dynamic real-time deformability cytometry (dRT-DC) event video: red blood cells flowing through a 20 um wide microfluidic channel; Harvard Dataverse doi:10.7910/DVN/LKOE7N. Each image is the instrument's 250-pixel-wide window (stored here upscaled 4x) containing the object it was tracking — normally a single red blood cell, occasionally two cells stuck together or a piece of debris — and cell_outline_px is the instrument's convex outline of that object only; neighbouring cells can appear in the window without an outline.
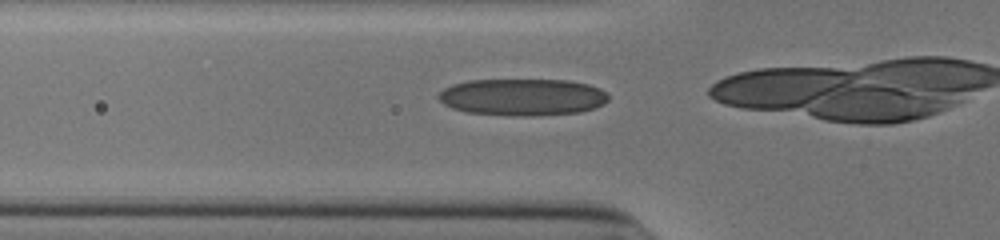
{"species": "human", "species_latin": "Homo sapiens", "temperature_condition": "cold", "stored_images_in_passage": 21, "camera_frame_rate_fps": 3000, "um_per_image_px": 0.085, "donor": {"sex": "male"}, "frame": {"image": 1, "passage_image": 14, "time_ms": 4.333, "image_size_px": [1000, 240], "cell_outline_px": [[608, 100], [604, 104], [580, 112], [540, 116], [508, 116], [468, 112], [452, 108], [444, 104], [436, 96], [444, 88], [452, 84], [468, 80], [564, 80], [588, 84], [600, 88], [608, 96]], "centroid_in_image_um": [44.39, 8.26], "position_along_channel_um": 81.4, "area_um2": 36.76}}